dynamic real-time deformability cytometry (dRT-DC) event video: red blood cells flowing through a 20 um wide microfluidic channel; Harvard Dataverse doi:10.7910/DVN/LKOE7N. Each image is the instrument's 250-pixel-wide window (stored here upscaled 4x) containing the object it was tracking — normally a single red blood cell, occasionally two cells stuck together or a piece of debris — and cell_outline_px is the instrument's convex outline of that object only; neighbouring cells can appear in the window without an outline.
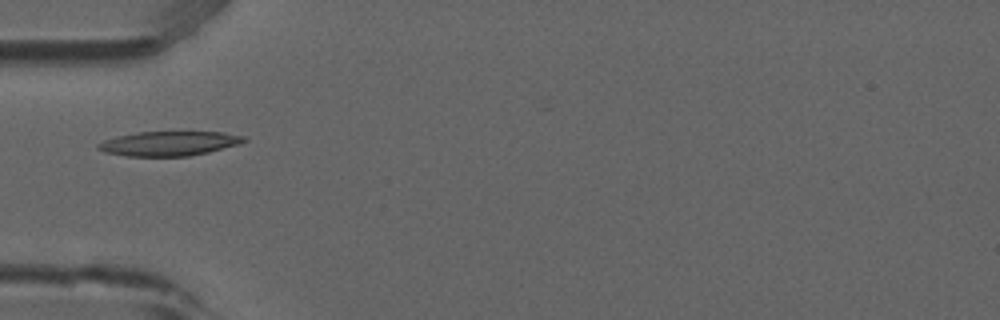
{"species": "common noctule bat (a hibernating species)", "species_latin": "Nyctalus noctula", "temperature_condition": "room temperature", "stored_images_in_passage": 6, "camera_frame_rate_fps": 3000, "um_per_image_px": 0.085, "animal": {"sex": "male", "forearm_length_mm": 52.5}, "frame": {"image": 1, "passage_image": 5, "time_ms": 1.333, "image_size_px": [1000, 320], "cell_outline_px": [[248, 140], [240, 144], [208, 152], [188, 156], [128, 156], [104, 152], [96, 148], [96, 144], [104, 140], [116, 136], [136, 132], [224, 132], [244, 136]], "centroid_in_image_um": [14.35, 12.19], "position_along_channel_um": 70.6, "area_um2": 20.87}}